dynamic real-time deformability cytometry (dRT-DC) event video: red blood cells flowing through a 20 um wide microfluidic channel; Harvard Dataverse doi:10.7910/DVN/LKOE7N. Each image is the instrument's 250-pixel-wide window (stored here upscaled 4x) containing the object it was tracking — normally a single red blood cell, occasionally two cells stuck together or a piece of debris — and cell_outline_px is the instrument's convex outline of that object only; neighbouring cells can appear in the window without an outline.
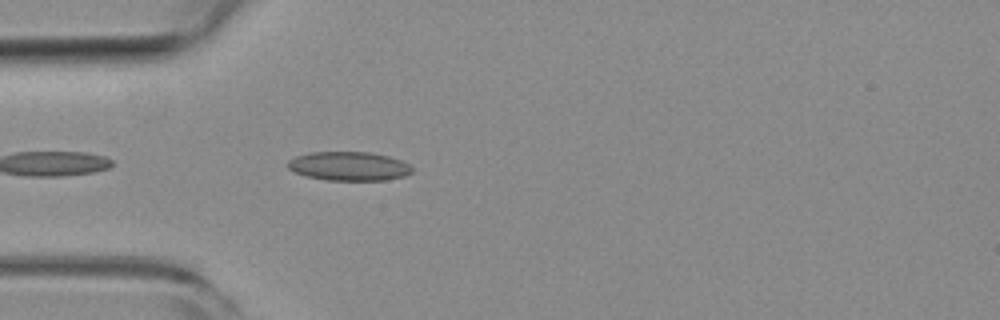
{"species": "common noctule bat (a hibernating species)", "species_latin": "Nyctalus noctula", "temperature_condition": "room temperature", "stored_images_in_passage": 7, "camera_frame_rate_fps": 3000, "um_per_image_px": 0.085, "animal": {"sex": "female", "body_mass_g": 19.3, "forearm_length_mm": 54.1}, "frame": {"image": 1, "passage_image": 3, "time_ms": 0.667, "image_size_px": [1000, 320], "cell_outline_px": [[412, 172], [404, 176], [384, 180], [328, 180], [304, 176], [288, 168], [284, 164], [288, 160], [296, 156], [312, 152], [368, 152], [388, 156], [400, 160], [408, 164], [412, 168]], "centroid_in_image_um": [29.61, 14.12], "position_along_channel_um": 55.4, "area_um2": 20.92}}